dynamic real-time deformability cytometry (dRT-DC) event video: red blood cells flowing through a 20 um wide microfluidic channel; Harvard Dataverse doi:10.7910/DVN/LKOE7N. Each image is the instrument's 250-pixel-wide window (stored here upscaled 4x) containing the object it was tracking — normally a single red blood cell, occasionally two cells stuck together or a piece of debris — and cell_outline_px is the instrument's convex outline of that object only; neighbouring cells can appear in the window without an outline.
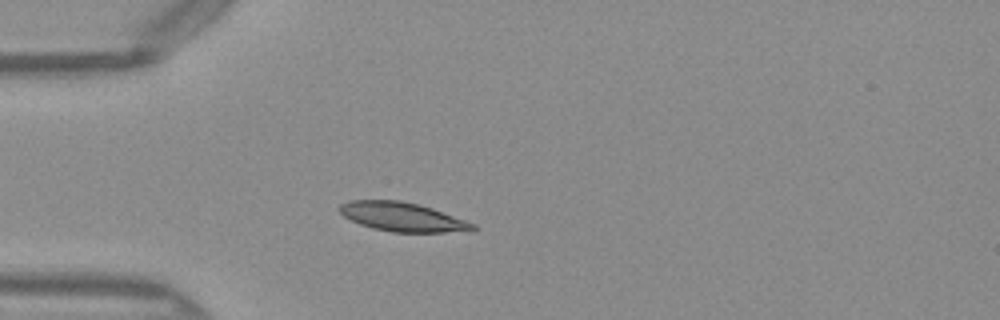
{"species": "Egyptian fruit bat (a non-hibernating species)", "species_latin": "Rousettus aegyptiacus", "temperature_condition": "warm", "stored_images_in_passage": 37, "camera_frame_rate_fps": 3000, "um_per_image_px": 0.085, "frame": {"image": 1, "passage_image": 1, "time_ms": 0.0, "image_size_px": [1000, 320], "cell_outline_px": [[476, 228], [472, 232], [392, 232], [372, 228], [360, 224], [344, 216], [336, 208], [340, 204], [348, 200], [400, 200], [420, 204], [432, 208], [476, 224]], "centroid_in_image_um": [34.22, 18.43], "position_along_channel_um": 50.8, "area_um2": 22.77}}
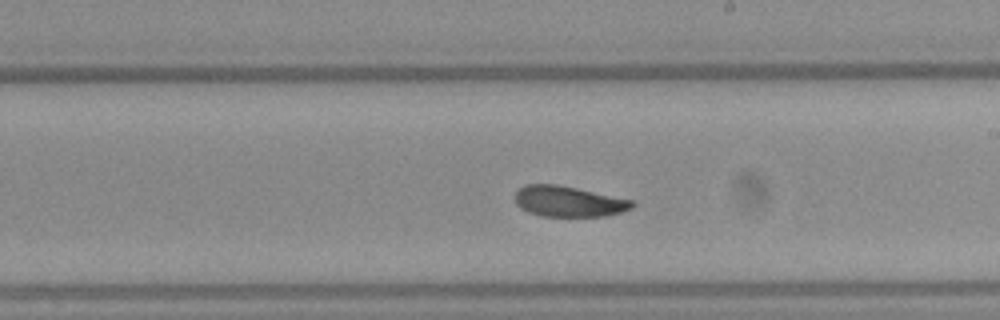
{"frame": {"image": 2, "passage_image": 16, "time_ms": 5.0, "image_size_px": [1000, 320], "cell_outline_px": [[636, 204], [632, 208], [620, 212], [604, 216], [540, 216], [528, 212], [520, 208], [516, 204], [516, 192], [524, 184], [556, 184], [636, 200]], "centroid_in_image_um": [48.35, 17.12], "position_along_channel_um": 240.6, "area_um2": 21.04}}
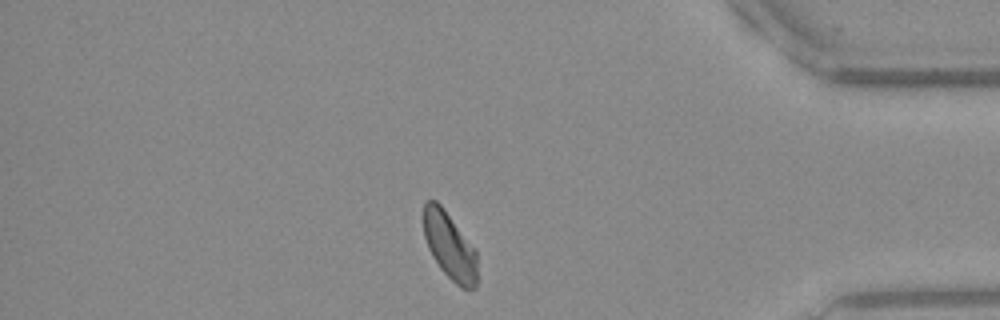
{"frame": {"image": 3, "passage_image": 30, "time_ms": 9.667, "image_size_px": [1000, 320], "cell_outline_px": [[476, 288], [460, 288], [440, 268], [432, 256], [428, 248], [424, 236], [424, 200], [436, 200], [444, 208], [476, 248]], "centroid_in_image_um": [38.22, 20.88], "position_along_channel_um": 397.0, "area_um2": 21.04}, "authors_computed_cell_mechanics": {"area_um2": 21.7328, "velocity_mm_per_s": 4.0256, "shape_relaxation_time_tau1_ms": 4.0576, "shape_relaxation_time_tau2_ms": 3.572, "deformation_change_tau1": 0.1101, "deformation_change_tau2": 0.0671}}